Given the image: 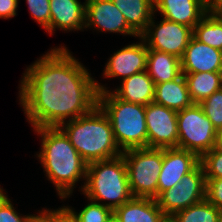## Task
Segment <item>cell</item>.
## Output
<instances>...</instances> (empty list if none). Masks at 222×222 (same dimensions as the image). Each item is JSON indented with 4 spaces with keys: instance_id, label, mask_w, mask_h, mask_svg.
<instances>
[{
    "instance_id": "31",
    "label": "cell",
    "mask_w": 222,
    "mask_h": 222,
    "mask_svg": "<svg viewBox=\"0 0 222 222\" xmlns=\"http://www.w3.org/2000/svg\"><path fill=\"white\" fill-rule=\"evenodd\" d=\"M19 0H0V18L9 19L16 15Z\"/></svg>"
},
{
    "instance_id": "13",
    "label": "cell",
    "mask_w": 222,
    "mask_h": 222,
    "mask_svg": "<svg viewBox=\"0 0 222 222\" xmlns=\"http://www.w3.org/2000/svg\"><path fill=\"white\" fill-rule=\"evenodd\" d=\"M138 44L124 46L110 57L105 65L103 76L106 78L121 77L122 80L133 74L146 70L148 48L139 36Z\"/></svg>"
},
{
    "instance_id": "34",
    "label": "cell",
    "mask_w": 222,
    "mask_h": 222,
    "mask_svg": "<svg viewBox=\"0 0 222 222\" xmlns=\"http://www.w3.org/2000/svg\"><path fill=\"white\" fill-rule=\"evenodd\" d=\"M207 13L213 14L218 8L222 7V0H205Z\"/></svg>"
},
{
    "instance_id": "21",
    "label": "cell",
    "mask_w": 222,
    "mask_h": 222,
    "mask_svg": "<svg viewBox=\"0 0 222 222\" xmlns=\"http://www.w3.org/2000/svg\"><path fill=\"white\" fill-rule=\"evenodd\" d=\"M126 19L128 26L140 36L154 17V0H112Z\"/></svg>"
},
{
    "instance_id": "23",
    "label": "cell",
    "mask_w": 222,
    "mask_h": 222,
    "mask_svg": "<svg viewBox=\"0 0 222 222\" xmlns=\"http://www.w3.org/2000/svg\"><path fill=\"white\" fill-rule=\"evenodd\" d=\"M193 36L200 42L222 51V23L207 13L193 28Z\"/></svg>"
},
{
    "instance_id": "27",
    "label": "cell",
    "mask_w": 222,
    "mask_h": 222,
    "mask_svg": "<svg viewBox=\"0 0 222 222\" xmlns=\"http://www.w3.org/2000/svg\"><path fill=\"white\" fill-rule=\"evenodd\" d=\"M205 178H222V148L216 146L200 157Z\"/></svg>"
},
{
    "instance_id": "26",
    "label": "cell",
    "mask_w": 222,
    "mask_h": 222,
    "mask_svg": "<svg viewBox=\"0 0 222 222\" xmlns=\"http://www.w3.org/2000/svg\"><path fill=\"white\" fill-rule=\"evenodd\" d=\"M199 105L219 132L222 129V89L214 92Z\"/></svg>"
},
{
    "instance_id": "29",
    "label": "cell",
    "mask_w": 222,
    "mask_h": 222,
    "mask_svg": "<svg viewBox=\"0 0 222 222\" xmlns=\"http://www.w3.org/2000/svg\"><path fill=\"white\" fill-rule=\"evenodd\" d=\"M31 16L44 29L50 23V0H26Z\"/></svg>"
},
{
    "instance_id": "9",
    "label": "cell",
    "mask_w": 222,
    "mask_h": 222,
    "mask_svg": "<svg viewBox=\"0 0 222 222\" xmlns=\"http://www.w3.org/2000/svg\"><path fill=\"white\" fill-rule=\"evenodd\" d=\"M152 17L147 29L140 35L148 50H157L182 58L190 39L193 29L165 18L155 25Z\"/></svg>"
},
{
    "instance_id": "11",
    "label": "cell",
    "mask_w": 222,
    "mask_h": 222,
    "mask_svg": "<svg viewBox=\"0 0 222 222\" xmlns=\"http://www.w3.org/2000/svg\"><path fill=\"white\" fill-rule=\"evenodd\" d=\"M85 4V29L94 27L102 32L139 37L112 0H85Z\"/></svg>"
},
{
    "instance_id": "18",
    "label": "cell",
    "mask_w": 222,
    "mask_h": 222,
    "mask_svg": "<svg viewBox=\"0 0 222 222\" xmlns=\"http://www.w3.org/2000/svg\"><path fill=\"white\" fill-rule=\"evenodd\" d=\"M120 222H160L165 216L156 199L133 197L113 211Z\"/></svg>"
},
{
    "instance_id": "3",
    "label": "cell",
    "mask_w": 222,
    "mask_h": 222,
    "mask_svg": "<svg viewBox=\"0 0 222 222\" xmlns=\"http://www.w3.org/2000/svg\"><path fill=\"white\" fill-rule=\"evenodd\" d=\"M66 122L59 127L87 164L122 154L116 143L112 125L98 105L89 113Z\"/></svg>"
},
{
    "instance_id": "6",
    "label": "cell",
    "mask_w": 222,
    "mask_h": 222,
    "mask_svg": "<svg viewBox=\"0 0 222 222\" xmlns=\"http://www.w3.org/2000/svg\"><path fill=\"white\" fill-rule=\"evenodd\" d=\"M133 197H158V178L163 163V149L143 147L122 152Z\"/></svg>"
},
{
    "instance_id": "10",
    "label": "cell",
    "mask_w": 222,
    "mask_h": 222,
    "mask_svg": "<svg viewBox=\"0 0 222 222\" xmlns=\"http://www.w3.org/2000/svg\"><path fill=\"white\" fill-rule=\"evenodd\" d=\"M147 147L177 148V111L154 101L145 108Z\"/></svg>"
},
{
    "instance_id": "32",
    "label": "cell",
    "mask_w": 222,
    "mask_h": 222,
    "mask_svg": "<svg viewBox=\"0 0 222 222\" xmlns=\"http://www.w3.org/2000/svg\"><path fill=\"white\" fill-rule=\"evenodd\" d=\"M39 214L40 215L33 214L30 217L29 222H57V209H43L41 212L39 211Z\"/></svg>"
},
{
    "instance_id": "28",
    "label": "cell",
    "mask_w": 222,
    "mask_h": 222,
    "mask_svg": "<svg viewBox=\"0 0 222 222\" xmlns=\"http://www.w3.org/2000/svg\"><path fill=\"white\" fill-rule=\"evenodd\" d=\"M3 191V188L0 187V222H29L32 215H19L14 209L10 198Z\"/></svg>"
},
{
    "instance_id": "25",
    "label": "cell",
    "mask_w": 222,
    "mask_h": 222,
    "mask_svg": "<svg viewBox=\"0 0 222 222\" xmlns=\"http://www.w3.org/2000/svg\"><path fill=\"white\" fill-rule=\"evenodd\" d=\"M81 211L75 212L69 206H63L77 222H108L113 216V210L102 204L89 200Z\"/></svg>"
},
{
    "instance_id": "16",
    "label": "cell",
    "mask_w": 222,
    "mask_h": 222,
    "mask_svg": "<svg viewBox=\"0 0 222 222\" xmlns=\"http://www.w3.org/2000/svg\"><path fill=\"white\" fill-rule=\"evenodd\" d=\"M85 5L79 0H50V23L45 30L51 35L55 28L64 31L83 30Z\"/></svg>"
},
{
    "instance_id": "8",
    "label": "cell",
    "mask_w": 222,
    "mask_h": 222,
    "mask_svg": "<svg viewBox=\"0 0 222 222\" xmlns=\"http://www.w3.org/2000/svg\"><path fill=\"white\" fill-rule=\"evenodd\" d=\"M205 190L204 170L199 163L192 171L185 174L174 187L163 191L156 201L165 216H173L176 212L204 200Z\"/></svg>"
},
{
    "instance_id": "17",
    "label": "cell",
    "mask_w": 222,
    "mask_h": 222,
    "mask_svg": "<svg viewBox=\"0 0 222 222\" xmlns=\"http://www.w3.org/2000/svg\"><path fill=\"white\" fill-rule=\"evenodd\" d=\"M121 81L119 88L112 91L117 98L145 106L154 101L155 84L146 70L133 74Z\"/></svg>"
},
{
    "instance_id": "37",
    "label": "cell",
    "mask_w": 222,
    "mask_h": 222,
    "mask_svg": "<svg viewBox=\"0 0 222 222\" xmlns=\"http://www.w3.org/2000/svg\"><path fill=\"white\" fill-rule=\"evenodd\" d=\"M217 146L222 148V129L218 132Z\"/></svg>"
},
{
    "instance_id": "15",
    "label": "cell",
    "mask_w": 222,
    "mask_h": 222,
    "mask_svg": "<svg viewBox=\"0 0 222 222\" xmlns=\"http://www.w3.org/2000/svg\"><path fill=\"white\" fill-rule=\"evenodd\" d=\"M155 11L192 29L207 14L205 0H154Z\"/></svg>"
},
{
    "instance_id": "5",
    "label": "cell",
    "mask_w": 222,
    "mask_h": 222,
    "mask_svg": "<svg viewBox=\"0 0 222 222\" xmlns=\"http://www.w3.org/2000/svg\"><path fill=\"white\" fill-rule=\"evenodd\" d=\"M81 191L88 200L115 210L133 198L123 155L87 164L86 179Z\"/></svg>"
},
{
    "instance_id": "14",
    "label": "cell",
    "mask_w": 222,
    "mask_h": 222,
    "mask_svg": "<svg viewBox=\"0 0 222 222\" xmlns=\"http://www.w3.org/2000/svg\"><path fill=\"white\" fill-rule=\"evenodd\" d=\"M182 73H222V51L198 41L194 36L180 59Z\"/></svg>"
},
{
    "instance_id": "12",
    "label": "cell",
    "mask_w": 222,
    "mask_h": 222,
    "mask_svg": "<svg viewBox=\"0 0 222 222\" xmlns=\"http://www.w3.org/2000/svg\"><path fill=\"white\" fill-rule=\"evenodd\" d=\"M200 163L194 152L179 148H163V163L158 178V196L174 187L182 177Z\"/></svg>"
},
{
    "instance_id": "2",
    "label": "cell",
    "mask_w": 222,
    "mask_h": 222,
    "mask_svg": "<svg viewBox=\"0 0 222 222\" xmlns=\"http://www.w3.org/2000/svg\"><path fill=\"white\" fill-rule=\"evenodd\" d=\"M34 130L42 139L37 157L45 169L46 177L55 185L59 198L63 200L70 197L76 182L86 179L87 163L60 127Z\"/></svg>"
},
{
    "instance_id": "38",
    "label": "cell",
    "mask_w": 222,
    "mask_h": 222,
    "mask_svg": "<svg viewBox=\"0 0 222 222\" xmlns=\"http://www.w3.org/2000/svg\"><path fill=\"white\" fill-rule=\"evenodd\" d=\"M108 222H120L114 215Z\"/></svg>"
},
{
    "instance_id": "35",
    "label": "cell",
    "mask_w": 222,
    "mask_h": 222,
    "mask_svg": "<svg viewBox=\"0 0 222 222\" xmlns=\"http://www.w3.org/2000/svg\"><path fill=\"white\" fill-rule=\"evenodd\" d=\"M222 23V7L218 8L214 13H213Z\"/></svg>"
},
{
    "instance_id": "19",
    "label": "cell",
    "mask_w": 222,
    "mask_h": 222,
    "mask_svg": "<svg viewBox=\"0 0 222 222\" xmlns=\"http://www.w3.org/2000/svg\"><path fill=\"white\" fill-rule=\"evenodd\" d=\"M154 102L175 111L192 106L194 103L183 74L173 81L156 84Z\"/></svg>"
},
{
    "instance_id": "4",
    "label": "cell",
    "mask_w": 222,
    "mask_h": 222,
    "mask_svg": "<svg viewBox=\"0 0 222 222\" xmlns=\"http://www.w3.org/2000/svg\"><path fill=\"white\" fill-rule=\"evenodd\" d=\"M96 88L97 105L108 117L121 152L147 147L146 106L117 98L97 81Z\"/></svg>"
},
{
    "instance_id": "33",
    "label": "cell",
    "mask_w": 222,
    "mask_h": 222,
    "mask_svg": "<svg viewBox=\"0 0 222 222\" xmlns=\"http://www.w3.org/2000/svg\"><path fill=\"white\" fill-rule=\"evenodd\" d=\"M57 222H77V221L64 207H61L57 209Z\"/></svg>"
},
{
    "instance_id": "22",
    "label": "cell",
    "mask_w": 222,
    "mask_h": 222,
    "mask_svg": "<svg viewBox=\"0 0 222 222\" xmlns=\"http://www.w3.org/2000/svg\"><path fill=\"white\" fill-rule=\"evenodd\" d=\"M182 74L194 104H200L214 92L222 89V73L196 72Z\"/></svg>"
},
{
    "instance_id": "7",
    "label": "cell",
    "mask_w": 222,
    "mask_h": 222,
    "mask_svg": "<svg viewBox=\"0 0 222 222\" xmlns=\"http://www.w3.org/2000/svg\"><path fill=\"white\" fill-rule=\"evenodd\" d=\"M177 148L199 157L217 146L218 131L199 104L177 111Z\"/></svg>"
},
{
    "instance_id": "30",
    "label": "cell",
    "mask_w": 222,
    "mask_h": 222,
    "mask_svg": "<svg viewBox=\"0 0 222 222\" xmlns=\"http://www.w3.org/2000/svg\"><path fill=\"white\" fill-rule=\"evenodd\" d=\"M205 198L222 212V178H205Z\"/></svg>"
},
{
    "instance_id": "24",
    "label": "cell",
    "mask_w": 222,
    "mask_h": 222,
    "mask_svg": "<svg viewBox=\"0 0 222 222\" xmlns=\"http://www.w3.org/2000/svg\"><path fill=\"white\" fill-rule=\"evenodd\" d=\"M177 222H220L222 212L206 198L173 215Z\"/></svg>"
},
{
    "instance_id": "20",
    "label": "cell",
    "mask_w": 222,
    "mask_h": 222,
    "mask_svg": "<svg viewBox=\"0 0 222 222\" xmlns=\"http://www.w3.org/2000/svg\"><path fill=\"white\" fill-rule=\"evenodd\" d=\"M146 72L155 85L173 81L182 75L181 62L174 55L148 50Z\"/></svg>"
},
{
    "instance_id": "1",
    "label": "cell",
    "mask_w": 222,
    "mask_h": 222,
    "mask_svg": "<svg viewBox=\"0 0 222 222\" xmlns=\"http://www.w3.org/2000/svg\"><path fill=\"white\" fill-rule=\"evenodd\" d=\"M19 101L33 129L59 127L97 105L96 81L66 46L51 48L25 70Z\"/></svg>"
},
{
    "instance_id": "36",
    "label": "cell",
    "mask_w": 222,
    "mask_h": 222,
    "mask_svg": "<svg viewBox=\"0 0 222 222\" xmlns=\"http://www.w3.org/2000/svg\"><path fill=\"white\" fill-rule=\"evenodd\" d=\"M160 222H177L173 216H164Z\"/></svg>"
}]
</instances>
